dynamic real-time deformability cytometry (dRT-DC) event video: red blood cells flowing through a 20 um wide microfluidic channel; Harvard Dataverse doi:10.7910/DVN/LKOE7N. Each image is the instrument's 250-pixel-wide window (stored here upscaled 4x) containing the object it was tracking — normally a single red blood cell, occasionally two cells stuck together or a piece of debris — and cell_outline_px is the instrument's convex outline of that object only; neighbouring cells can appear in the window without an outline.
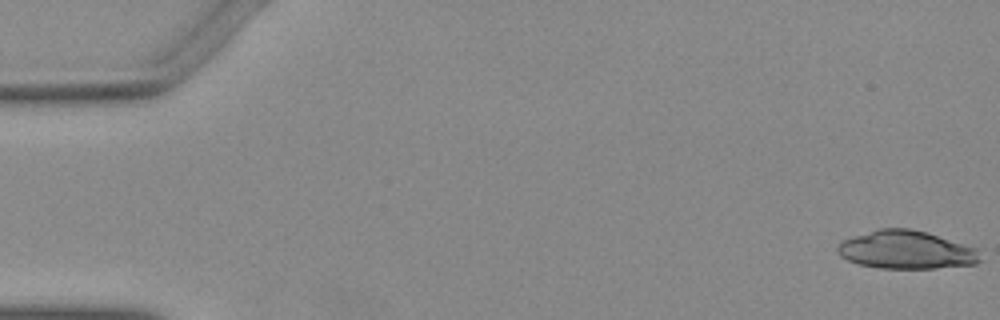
{"species": "Egyptian fruit bat (a non-hibernating species)", "species_latin": "Rousettus aegyptiacus", "temperature_condition": "warm", "stored_images_in_passage": 7, "camera_frame_rate_fps": 3000, "um_per_image_px": 0.085, "animal": {"sex": "female"}, "frame": {"image": 1, "passage_image": 1, "time_ms": 0.0, "image_size_px": [1000, 320], "cell_outline_px": [[980, 260], [976, 264], [936, 268], [880, 268], [860, 264], [848, 260], [840, 256], [836, 252], [836, 248], [840, 240], [880, 228], [908, 228], [924, 232], [976, 248]], "centroid_in_image_um": [76.96, 21.24], "position_along_channel_um": 8.0, "area_um2": 31.39}}